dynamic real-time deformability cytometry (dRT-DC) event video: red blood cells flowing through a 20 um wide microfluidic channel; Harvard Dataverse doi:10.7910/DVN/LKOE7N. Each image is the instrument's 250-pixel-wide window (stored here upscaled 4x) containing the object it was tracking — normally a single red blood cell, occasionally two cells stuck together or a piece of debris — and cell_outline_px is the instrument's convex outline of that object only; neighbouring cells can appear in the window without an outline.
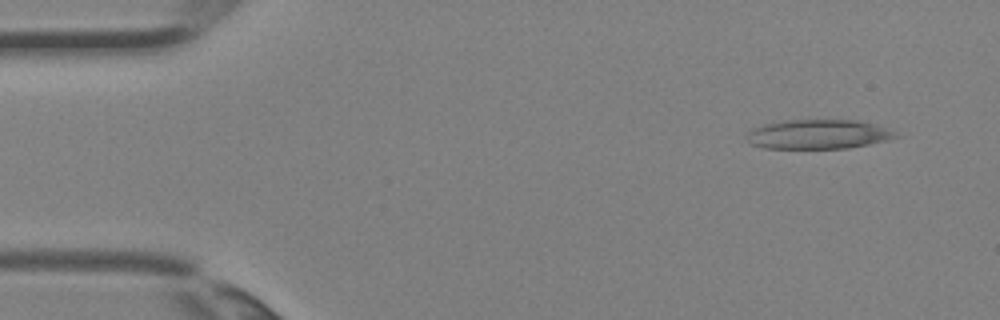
{"species": "Egyptian fruit bat (a non-hibernating species)", "species_latin": "Rousettus aegyptiacus", "temperature_condition": "room temperature", "stored_images_in_passage": 3, "camera_frame_rate_fps": 3000, "um_per_image_px": 0.085, "animal": {"sex": "female"}, "frame": {"image": 1, "passage_image": 1, "time_ms": 0.0, "image_size_px": [1000, 320], "cell_outline_px": [[900, 136], [888, 140], [848, 148], [764, 148], [752, 144], [748, 140], [748, 132], [764, 124], [784, 120], [860, 120], [884, 128]], "centroid_in_image_um": [69.54, 11.41], "position_along_channel_um": 15.5, "area_um2": 25.09}}
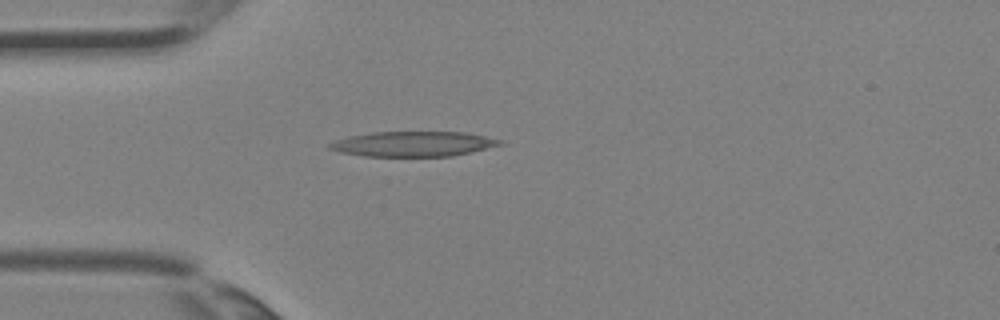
{"frame": {"image": 2, "passage_image": 3, "time_ms": 0.667, "image_size_px": [1000, 320], "cell_outline_px": [[504, 144], [452, 156], [364, 156], [340, 152], [328, 148], [328, 144], [336, 140], [348, 136], [372, 132], [464, 132], [504, 140]], "centroid_in_image_um": [35.12, 12.23], "position_along_channel_um": 49.9, "area_um2": 24.8}}